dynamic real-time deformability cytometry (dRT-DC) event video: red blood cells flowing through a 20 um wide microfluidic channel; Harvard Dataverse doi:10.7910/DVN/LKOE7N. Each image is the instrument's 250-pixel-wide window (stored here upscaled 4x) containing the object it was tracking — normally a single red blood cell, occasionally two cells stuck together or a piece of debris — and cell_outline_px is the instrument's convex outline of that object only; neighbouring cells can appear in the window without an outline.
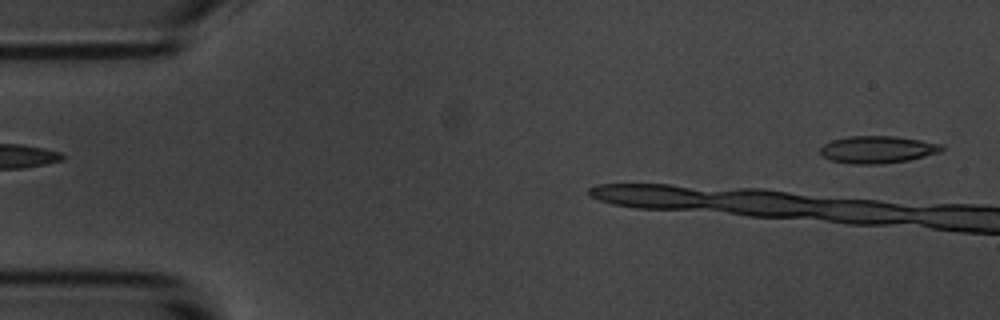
{"species": "common noctule bat (a hibernating species)", "species_latin": "Nyctalus noctula", "temperature_condition": "room temperature", "stored_images_in_passage": 6, "camera_frame_rate_fps": 3000, "um_per_image_px": 0.085, "animal": {"sex": "male", "body_mass_g": 20.1, "forearm_length_mm": 53.5}, "frame": {"image": 1, "passage_image": 1, "time_ms": 0.0, "image_size_px": [1000, 320], "cell_outline_px": [[944, 148], [940, 152], [908, 160], [880, 164], [852, 164], [832, 160], [824, 156], [820, 152], [820, 148], [824, 144], [832, 140], [848, 136], [896, 136], [920, 140], [940, 144]], "centroid_in_image_um": [74.58, 12.7], "position_along_channel_um": 10.4, "area_um2": 19.13}}